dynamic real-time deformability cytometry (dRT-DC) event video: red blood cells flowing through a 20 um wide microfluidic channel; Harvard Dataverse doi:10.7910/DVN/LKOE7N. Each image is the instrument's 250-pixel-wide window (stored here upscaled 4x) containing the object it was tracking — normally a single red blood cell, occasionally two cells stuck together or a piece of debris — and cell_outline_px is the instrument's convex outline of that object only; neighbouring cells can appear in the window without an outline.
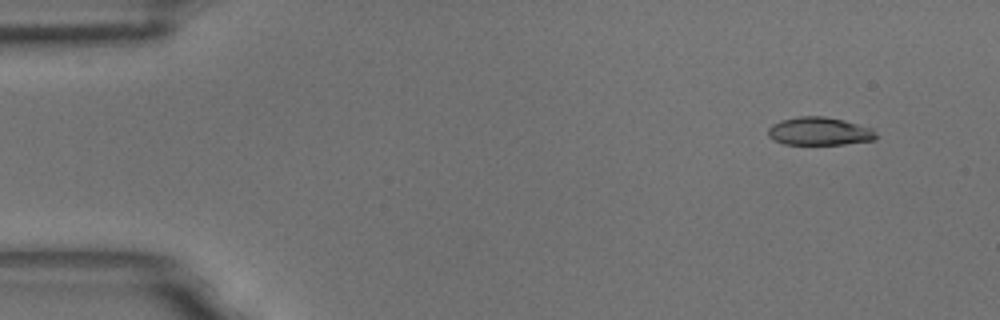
{"species": "common noctule bat (a hibernating species)", "species_latin": "Nyctalus noctula", "temperature_condition": "room temperature", "stored_images_in_passage": 2, "camera_frame_rate_fps": 3000, "um_per_image_px": 0.085, "animal": {"sex": "male", "body_mass_g": 18.8}, "frame": {"image": 1, "passage_image": 2, "time_ms": 0.333, "image_size_px": [1000, 320], "cell_outline_px": [[876, 140], [844, 144], [784, 144], [772, 140], [768, 136], [768, 128], [772, 124], [780, 120], [800, 116], [824, 116], [844, 120], [872, 128], [876, 132]], "centroid_in_image_um": [69.64, 11.16], "position_along_channel_um": 15.4, "area_um2": 17.8}}